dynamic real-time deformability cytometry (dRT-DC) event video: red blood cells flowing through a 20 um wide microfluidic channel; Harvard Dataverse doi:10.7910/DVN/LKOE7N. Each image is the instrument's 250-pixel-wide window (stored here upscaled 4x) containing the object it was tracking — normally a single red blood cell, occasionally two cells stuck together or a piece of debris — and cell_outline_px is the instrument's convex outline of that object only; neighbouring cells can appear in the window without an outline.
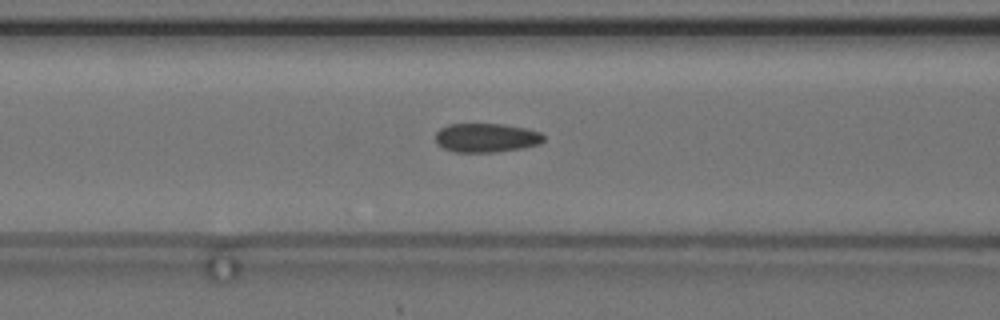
{"species": "common noctule bat (a hibernating species)", "species_latin": "Nyctalus noctula", "temperature_condition": "cold", "stored_images_in_passage": 40, "camera_frame_rate_fps": 3000, "um_per_image_px": 0.085, "animal": {"sex": "female", "body_mass_g": 24.6, "forearm_length_mm": 56.2}, "frame": {"image": 1, "passage_image": 7, "time_ms": 2.0, "image_size_px": [1000, 320], "cell_outline_px": [[544, 140], [540, 144], [520, 148], [496, 152], [452, 152], [436, 144], [436, 132], [440, 128], [448, 124], [504, 124], [528, 128], [540, 132], [544, 136]], "centroid_in_image_um": [41.33, 11.7], "position_along_channel_um": 125.3, "area_um2": 18.44}}
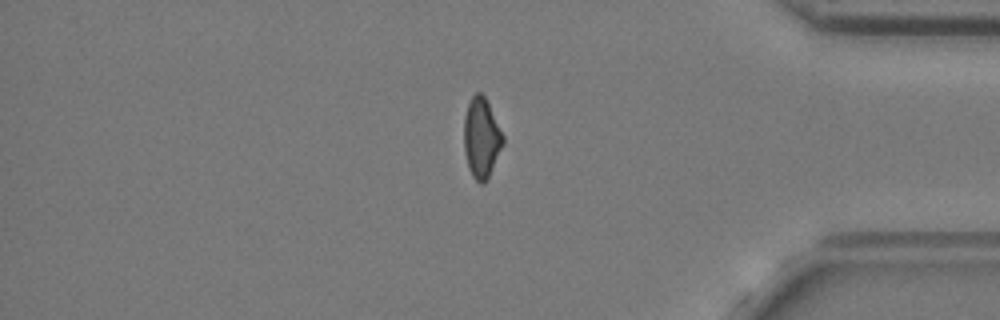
{"frame": {"image": 2, "passage_image": 31, "time_ms": 10.0, "image_size_px": [1000, 320], "cell_outline_px": [[504, 144], [484, 184], [480, 184], [472, 176], [468, 168], [464, 152], [464, 116], [468, 104], [472, 96], [476, 92], [480, 92], [484, 96], [504, 136]], "centroid_in_image_um": [40.91, 11.73], "position_along_channel_um": 394.3, "area_um2": 18.09}}
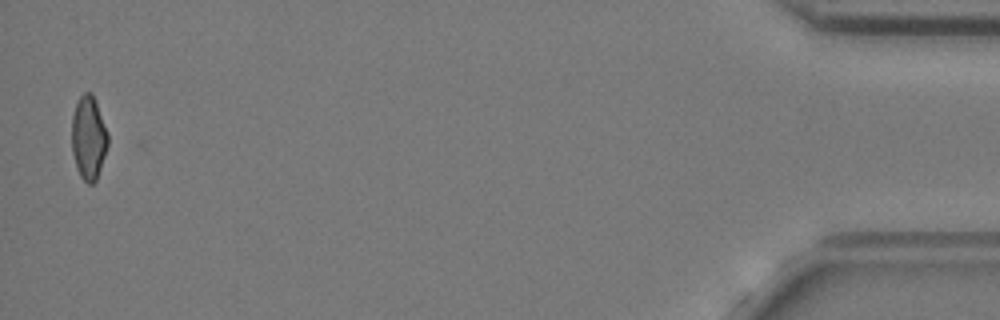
{"frame": {"image": 3, "passage_image": 39, "time_ms": 12.667, "image_size_px": [1000, 320], "cell_outline_px": [[108, 144], [96, 180], [92, 184], [88, 184], [80, 176], [76, 168], [72, 152], [72, 116], [76, 104], [80, 96], [84, 92], [92, 92], [108, 132]], "centroid_in_image_um": [7.52, 11.71], "position_along_channel_um": 427.7, "area_um2": 17.57}, "authors_computed_cell_mechanics": {"area_um2": 18.3226, "velocity_mm_per_s": 3.6933, "shape_relaxation_time_tau1_ms": null, "shape_relaxation_time_tau2_ms": 1.8587, "deformation_change_tau1": null, "deformation_change_tau2": 0.09}}